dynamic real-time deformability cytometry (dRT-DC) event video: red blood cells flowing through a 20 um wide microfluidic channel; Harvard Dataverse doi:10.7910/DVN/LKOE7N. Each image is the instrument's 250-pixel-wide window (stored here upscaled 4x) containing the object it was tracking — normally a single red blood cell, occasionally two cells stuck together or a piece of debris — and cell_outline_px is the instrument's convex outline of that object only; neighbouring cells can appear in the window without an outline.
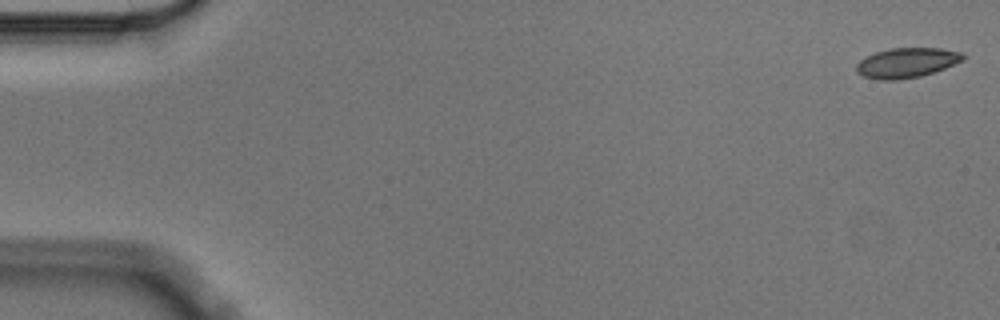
{"species": "Egyptian fruit bat (a non-hibernating species)", "species_latin": "Rousettus aegyptiacus", "temperature_condition": "cold", "stored_images_in_passage": 4, "camera_frame_rate_fps": 3000, "um_per_image_px": 0.085, "animal": {"sex": "male"}, "frame": {"image": 1, "passage_image": 1, "time_ms": 0.0, "image_size_px": [1000, 320], "cell_outline_px": [[964, 60], [944, 68], [920, 76], [896, 80], [880, 80], [864, 76], [856, 72], [856, 64], [860, 60], [876, 52], [892, 48], [940, 48], [960, 52], [964, 56]], "centroid_in_image_um": [77.05, 5.33], "position_along_channel_um": 7.9, "area_um2": 18.32}}